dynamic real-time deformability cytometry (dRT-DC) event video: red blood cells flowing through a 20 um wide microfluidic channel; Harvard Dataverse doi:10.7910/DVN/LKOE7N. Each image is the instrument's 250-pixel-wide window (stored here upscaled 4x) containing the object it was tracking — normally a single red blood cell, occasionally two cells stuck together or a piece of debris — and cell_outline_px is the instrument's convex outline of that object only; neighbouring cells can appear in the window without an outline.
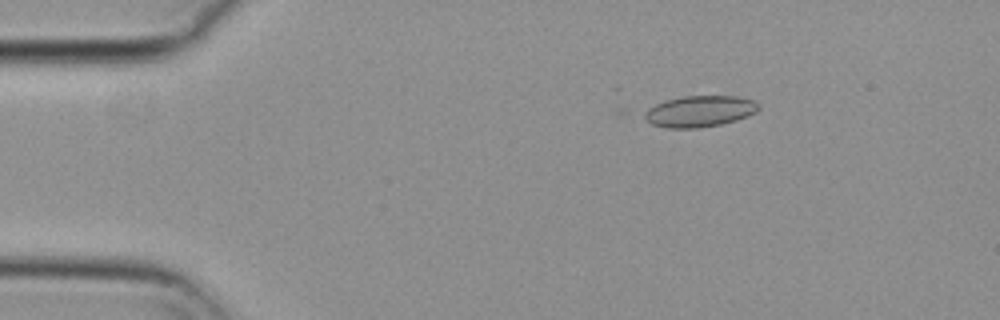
{"species": "common noctule bat (a hibernating species)", "species_latin": "Nyctalus noctula", "temperature_condition": "cold", "stored_images_in_passage": 3, "camera_frame_rate_fps": 3000, "um_per_image_px": 0.085, "animal": {"sex": "female", "body_mass_g": 29.2, "forearm_length_mm": 56.3}, "frame": {"image": 1, "passage_image": 3, "time_ms": 0.667, "image_size_px": [1000, 320], "cell_outline_px": [[760, 108], [756, 112], [736, 120], [720, 124], [700, 128], [668, 128], [652, 124], [644, 116], [648, 108], [664, 100], [684, 96], [736, 96], [756, 100], [760, 104]], "centroid_in_image_um": [59.51, 9.45], "position_along_channel_um": 25.5, "area_um2": 20.75}}